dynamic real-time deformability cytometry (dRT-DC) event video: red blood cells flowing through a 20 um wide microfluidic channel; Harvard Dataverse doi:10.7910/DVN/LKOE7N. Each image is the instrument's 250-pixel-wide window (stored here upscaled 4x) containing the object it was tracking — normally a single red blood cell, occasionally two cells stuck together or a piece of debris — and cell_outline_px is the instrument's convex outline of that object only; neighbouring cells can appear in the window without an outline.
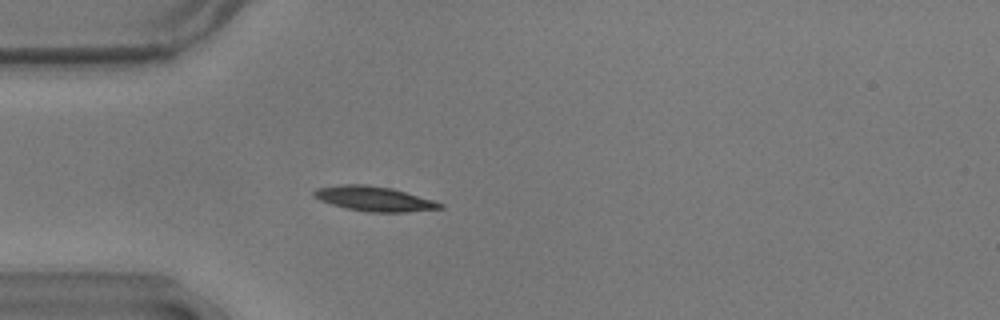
{"species": "common noctule bat (a hibernating species)", "species_latin": "Nyctalus noctula", "temperature_condition": "warm", "stored_images_in_passage": 48, "camera_frame_rate_fps": 3000, "um_per_image_px": 0.085, "animal": {"sex": "male", "body_mass_g": 17.9}, "frame": {"image": 1, "passage_image": 15, "time_ms": 4.667, "image_size_px": [1000, 320], "cell_outline_px": [[444, 208], [408, 212], [368, 212], [348, 208], [332, 204], [320, 200], [312, 196], [312, 192], [316, 188], [344, 184], [368, 184], [392, 188], [432, 200], [444, 204]], "centroid_in_image_um": [31.79, 16.89], "position_along_channel_um": 53.2, "area_um2": 18.15}}
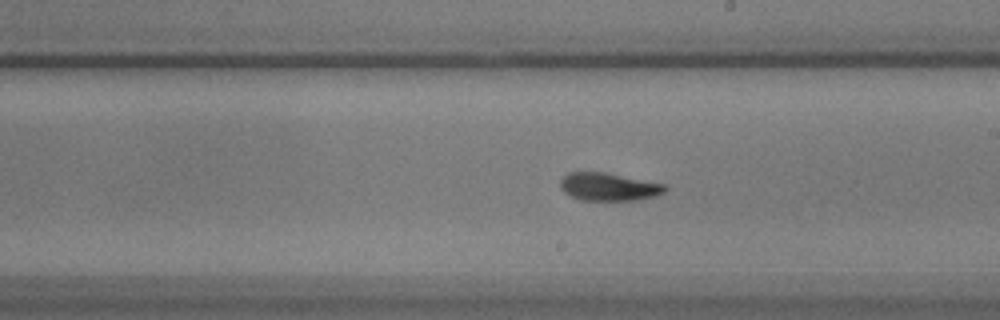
{"frame": {"image": 2, "passage_image": 31, "time_ms": 10.0, "image_size_px": [1000, 320], "cell_outline_px": [[668, 188], [664, 192], [652, 196], [636, 200], [580, 200], [564, 192], [560, 188], [560, 180], [568, 172], [604, 172], [664, 184]], "centroid_in_image_um": [51.7, 15.87], "position_along_channel_um": 237.3, "area_um2": 16.82}}
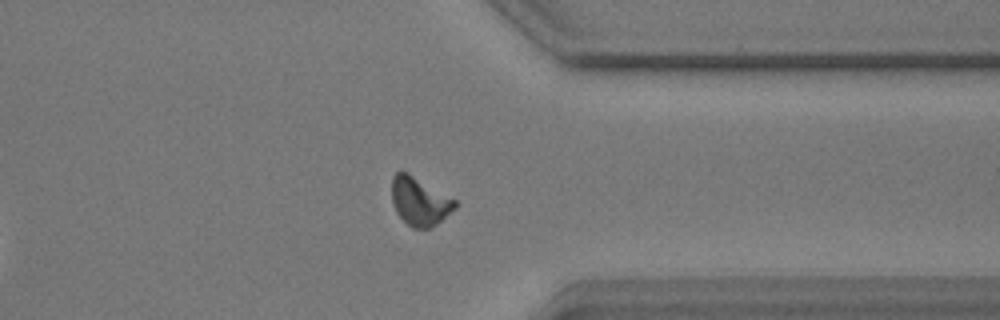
{"frame": {"image": 3, "passage_image": 43, "time_ms": 14.0, "image_size_px": [1000, 320], "cell_outline_px": [[456, 208], [432, 228], [412, 228], [396, 212], [392, 200], [392, 176], [400, 168], [408, 172], [456, 200]], "centroid_in_image_um": [35.65, 17.09], "position_along_channel_um": 375.7, "area_um2": 17.86}, "authors_computed_cell_mechanics": {"area_um2": 17.1377, "velocity_mm_per_s": 3.5883, "shape_relaxation_time_tau1_ms": 4.0439, "shape_relaxation_time_tau2_ms": 3.6351, "deformation_change_tau1": 0.1347, "deformation_change_tau2": 0.0819}}